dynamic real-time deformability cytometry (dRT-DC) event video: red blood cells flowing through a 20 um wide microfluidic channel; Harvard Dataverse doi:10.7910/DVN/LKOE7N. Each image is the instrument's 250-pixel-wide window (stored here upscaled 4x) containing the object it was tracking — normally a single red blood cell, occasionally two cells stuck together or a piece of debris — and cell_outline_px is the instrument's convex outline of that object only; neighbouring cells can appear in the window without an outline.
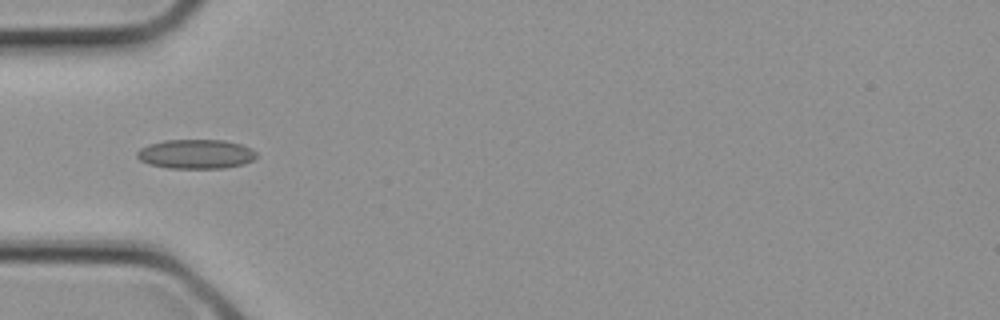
{"species": "common noctule bat (a hibernating species)", "species_latin": "Nyctalus noctula", "temperature_condition": "cold", "stored_images_in_passage": 3, "camera_frame_rate_fps": 3000, "um_per_image_px": 0.085, "animal": {"sex": "female", "body_mass_g": 21.9}, "frame": {"image": 1, "passage_image": 3, "time_ms": 0.667, "image_size_px": [1000, 320], "cell_outline_px": [[256, 156], [252, 160], [244, 164], [224, 168], [168, 168], [148, 164], [140, 160], [136, 156], [136, 152], [140, 148], [148, 144], [164, 140], [224, 140], [240, 144], [252, 148], [256, 152]], "centroid_in_image_um": [16.63, 13.09], "position_along_channel_um": 68.4, "area_um2": 20.52}}